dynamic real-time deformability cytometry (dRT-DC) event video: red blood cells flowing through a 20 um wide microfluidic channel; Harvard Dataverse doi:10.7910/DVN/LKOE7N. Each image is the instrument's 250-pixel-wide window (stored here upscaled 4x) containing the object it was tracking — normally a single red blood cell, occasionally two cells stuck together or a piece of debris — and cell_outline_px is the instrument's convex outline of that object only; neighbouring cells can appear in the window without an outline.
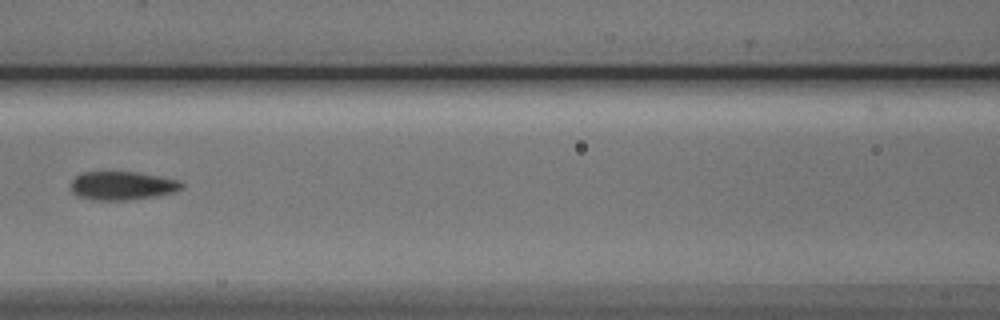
{"species": "Egyptian fruit bat (a non-hibernating species)", "species_latin": "Rousettus aegyptiacus", "temperature_condition": "cold", "stored_images_in_passage": 7, "camera_frame_rate_fps": 3000, "um_per_image_px": 0.085, "animal": {"sex": "male"}, "frame": {"image": 1, "passage_image": 5, "time_ms": 4.667, "image_size_px": [1000, 320], "cell_outline_px": [[184, 188], [172, 192], [156, 196], [128, 200], [96, 200], [80, 196], [72, 192], [72, 180], [76, 176], [84, 172], [136, 172], [160, 176], [176, 180], [184, 184]], "centroid_in_image_um": [10.41, 15.78], "position_along_channel_um": 156.2, "area_um2": 18.21}}